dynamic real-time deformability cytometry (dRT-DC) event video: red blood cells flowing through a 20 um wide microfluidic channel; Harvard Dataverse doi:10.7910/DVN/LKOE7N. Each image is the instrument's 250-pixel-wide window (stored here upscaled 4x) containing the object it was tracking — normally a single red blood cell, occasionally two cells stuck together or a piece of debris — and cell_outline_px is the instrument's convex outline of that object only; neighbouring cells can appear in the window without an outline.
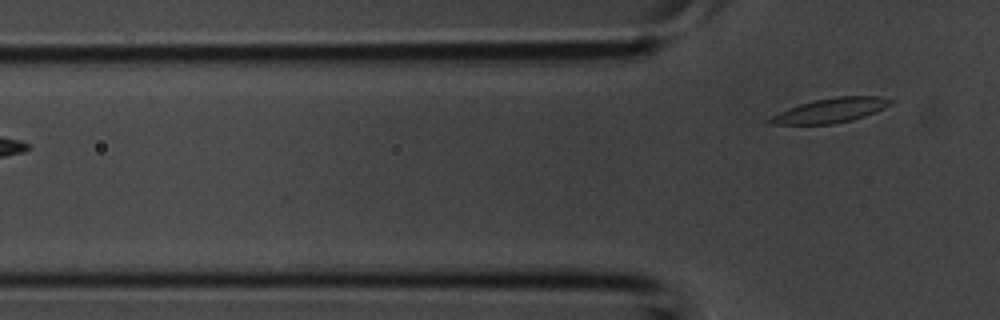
{"species": "common noctule bat (a hibernating species)", "species_latin": "Nyctalus noctula", "temperature_condition": "room temperature", "stored_images_in_passage": 8, "segment_of_instrument_passage": [2, 2], "camera_frame_rate_fps": 3000, "um_per_image_px": 0.085, "animal": {"sex": "male", "body_mass_g": 20.1, "forearm_length_mm": 53.5}, "frame": {"image": 1, "passage_image": 8, "time_ms": 2.333, "image_size_px": [1000, 320], "cell_outline_px": [[896, 100], [892, 104], [876, 112], [852, 120], [832, 124], [768, 124], [764, 120], [788, 108], [800, 104], [816, 100], [836, 96], [880, 96]], "centroid_in_image_um": [70.63, 9.38], "position_along_channel_um": 55.2, "area_um2": 17.28}}